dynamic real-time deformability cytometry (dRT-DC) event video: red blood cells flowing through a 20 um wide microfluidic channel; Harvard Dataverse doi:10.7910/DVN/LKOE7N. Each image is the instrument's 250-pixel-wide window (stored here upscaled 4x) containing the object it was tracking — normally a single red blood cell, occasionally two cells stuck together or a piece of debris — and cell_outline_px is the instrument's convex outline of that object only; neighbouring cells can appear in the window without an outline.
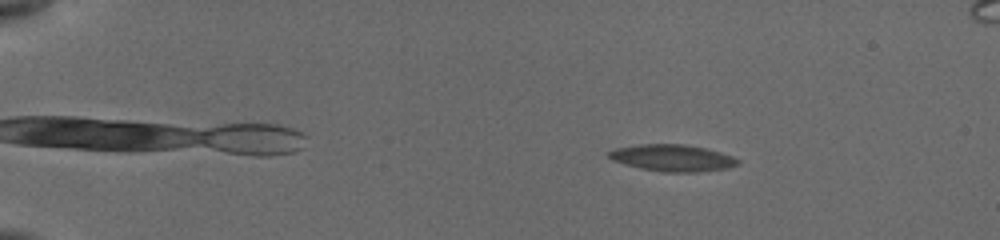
{"species": "common noctule bat (a hibernating species)", "species_latin": "Nyctalus noctula", "temperature_condition": "cold", "stored_images_in_passage": 49, "camera_frame_rate_fps": 3000, "um_per_image_px": 0.085, "animal": {"sex": "female", "body_mass_g": 19.5, "forearm_length_mm": 54.1}, "frame": {"image": 1, "passage_image": 6, "time_ms": 2.667, "image_size_px": [1000, 240], "cell_outline_px": [[740, 164], [728, 168], [696, 172], [664, 172], [640, 168], [624, 164], [612, 160], [608, 156], [608, 152], [616, 148], [640, 144], [684, 144], [704, 148], [720, 152], [732, 156], [740, 160]], "centroid_in_image_um": [57.17, 13.42], "position_along_channel_um": 27.8, "area_um2": 20.06}}
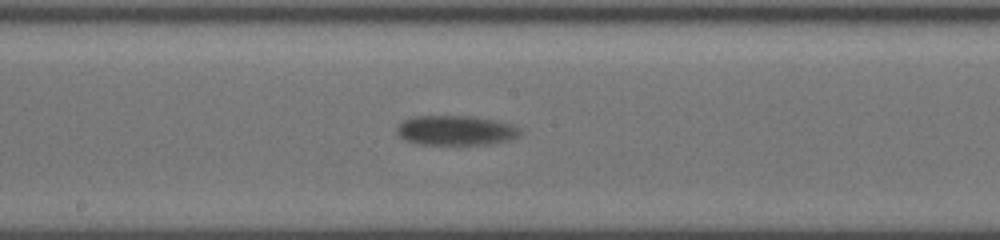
{"frame": {"image": 2, "passage_image": 26, "time_ms": 10.333, "image_size_px": [1000, 240], "cell_outline_px": [[520, 136], [496, 144], [416, 144], [404, 140], [396, 132], [396, 128], [404, 120], [416, 116], [468, 116], [496, 120], [520, 128]], "centroid_in_image_um": [38.73, 11.09], "position_along_channel_um": 209.5, "area_um2": 21.33}}
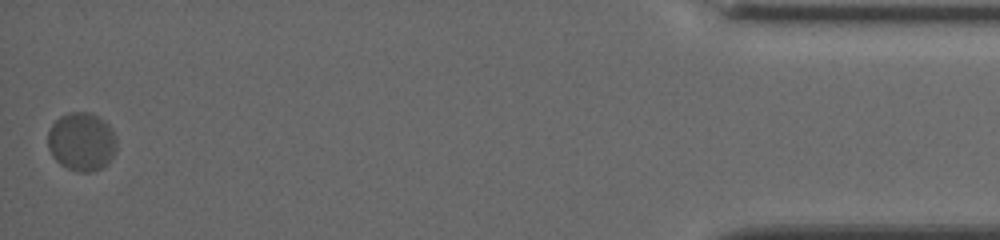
{"frame": {"image": 3, "passage_image": 49, "time_ms": 18.333, "image_size_px": [1000, 240], "cell_outline_px": [[116, 152], [108, 164], [104, 168], [92, 172], [80, 172], [68, 168], [60, 164], [52, 156], [48, 148], [48, 132], [52, 124], [60, 116], [68, 112], [88, 112], [104, 120], [112, 128], [116, 136]], "centroid_in_image_um": [6.96, 12.05], "position_along_channel_um": 428.2, "area_um2": 23.76}, "authors_computed_cell_mechanics": {"area_um2": 20.808, "velocity_mm_per_s": 3.6805, "shape_relaxation_time_tau1_ms": 2.0653, "shape_relaxation_time_tau2_ms": null, "deformation_change_tau1": 0.069, "deformation_change_tau2": null}}